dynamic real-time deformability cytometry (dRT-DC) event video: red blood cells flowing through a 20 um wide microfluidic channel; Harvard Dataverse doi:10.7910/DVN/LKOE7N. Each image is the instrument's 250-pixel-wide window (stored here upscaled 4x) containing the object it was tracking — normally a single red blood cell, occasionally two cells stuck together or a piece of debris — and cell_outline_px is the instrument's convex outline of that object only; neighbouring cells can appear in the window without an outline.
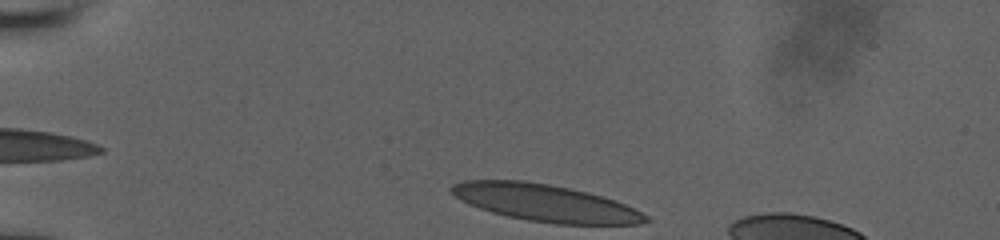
{"species": "human", "species_latin": "Homo sapiens", "temperature_condition": "room temperature", "stored_images_in_passage": 48, "camera_frame_rate_fps": 3000, "um_per_image_px": 0.085, "donor": {"sex": "male"}, "frame": {"image": 1, "passage_image": 1, "time_ms": 0.0, "image_size_px": [1000, 240], "cell_outline_px": [[652, 220], [636, 224], [556, 224], [528, 220], [508, 216], [492, 212], [468, 204], [456, 196], [448, 188], [452, 184], [464, 180], [524, 180], [548, 184], [568, 188], [600, 196], [624, 204], [648, 216]], "centroid_in_image_um": [46.3, 17.24], "position_along_channel_um": 38.7, "area_um2": 41.38}}
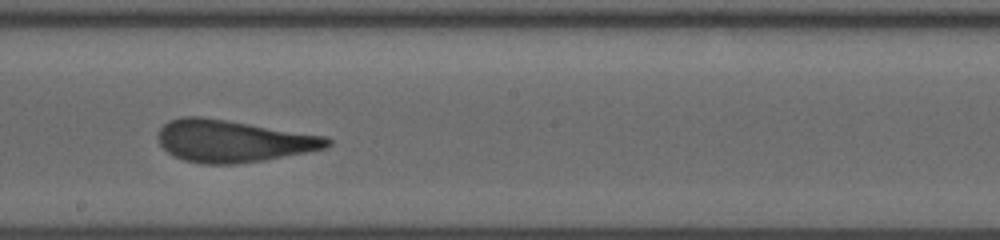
{"frame": {"image": 2, "passage_image": 19, "time_ms": 6.333, "image_size_px": [1000, 240], "cell_outline_px": [[332, 144], [324, 148], [264, 160], [236, 164], [204, 164], [184, 160], [172, 156], [160, 144], [156, 136], [160, 128], [168, 120], [184, 116], [200, 116], [324, 136], [332, 140]], "centroid_in_image_um": [19.73, 11.99], "position_along_channel_um": 228.5, "area_um2": 41.15}}
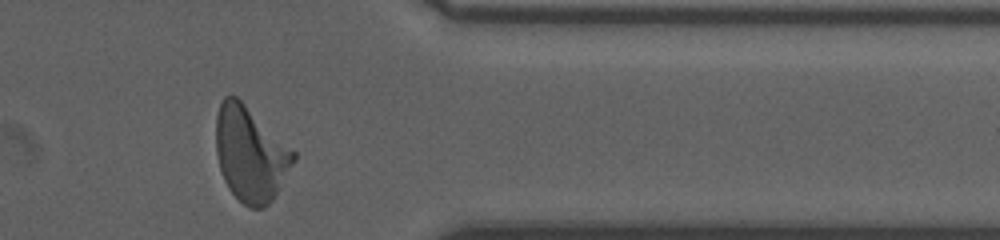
{"frame": {"image": 3, "passage_image": 45, "time_ms": 10.667, "image_size_px": [1000, 240], "cell_outline_px": [[296, 160], [272, 200], [264, 208], [252, 208], [244, 204], [228, 188], [224, 180], [220, 168], [216, 152], [216, 116], [220, 104], [224, 96], [236, 96], [296, 152]], "centroid_in_image_um": [21.28, 13.09], "position_along_channel_um": 390.1, "area_um2": 42.43}}